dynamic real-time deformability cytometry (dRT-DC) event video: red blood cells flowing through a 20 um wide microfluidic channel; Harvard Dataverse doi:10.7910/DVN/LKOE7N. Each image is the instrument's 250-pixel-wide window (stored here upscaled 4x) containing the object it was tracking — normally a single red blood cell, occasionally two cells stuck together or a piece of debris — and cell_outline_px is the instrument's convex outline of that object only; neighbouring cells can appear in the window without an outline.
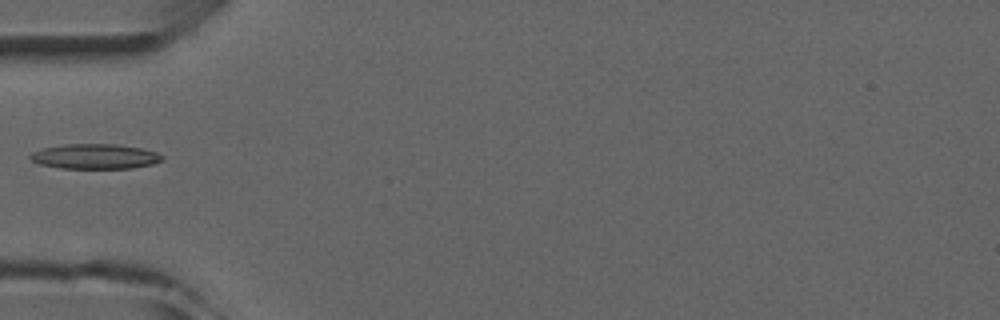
{"species": "common noctule bat (a hibernating species)", "species_latin": "Nyctalus noctula", "temperature_condition": "room temperature", "stored_images_in_passage": 5, "camera_frame_rate_fps": 3000, "um_per_image_px": 0.085, "animal": {"sex": "male", "forearm_length_mm": 52.5}, "frame": {"image": 1, "passage_image": 5, "time_ms": 4.333, "image_size_px": [1000, 320], "cell_outline_px": [[164, 160], [152, 164], [132, 168], [60, 168], [40, 164], [32, 160], [28, 156], [32, 152], [44, 148], [64, 144], [116, 144], [140, 148], [156, 152], [164, 156]], "centroid_in_image_um": [8.09, 13.29], "position_along_channel_um": 76.9, "area_um2": 19.13}}